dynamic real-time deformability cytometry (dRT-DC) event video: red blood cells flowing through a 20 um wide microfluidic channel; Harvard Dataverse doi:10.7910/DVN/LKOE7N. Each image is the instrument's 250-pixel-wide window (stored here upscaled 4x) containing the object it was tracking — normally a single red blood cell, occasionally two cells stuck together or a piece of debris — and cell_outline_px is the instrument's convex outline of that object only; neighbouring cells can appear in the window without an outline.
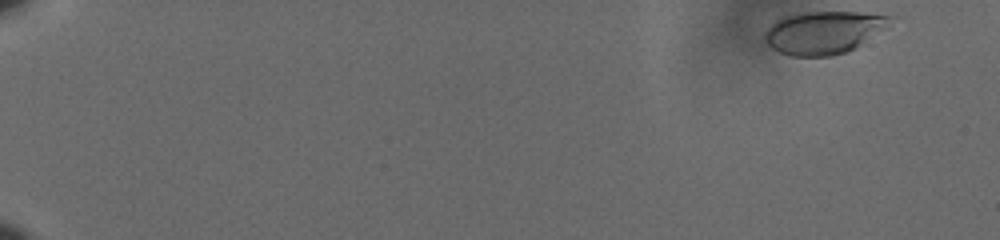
{"species": "human", "species_latin": "Homo sapiens", "temperature_condition": "cold", "stored_images_in_passage": 57, "camera_frame_rate_fps": 3000, "um_per_image_px": 0.085, "donor": {"sex": "male"}, "frame": {"image": 1, "passage_image": 1, "time_ms": 0.0, "image_size_px": [1000, 240], "cell_outline_px": [[896, 16], [888, 28], [856, 48], [848, 52], [832, 56], [788, 56], [772, 48], [764, 40], [764, 32], [776, 20], [784, 16], [804, 12], [864, 12]], "centroid_in_image_um": [70.08, 2.75], "position_along_channel_um": 14.9, "area_um2": 31.79}}
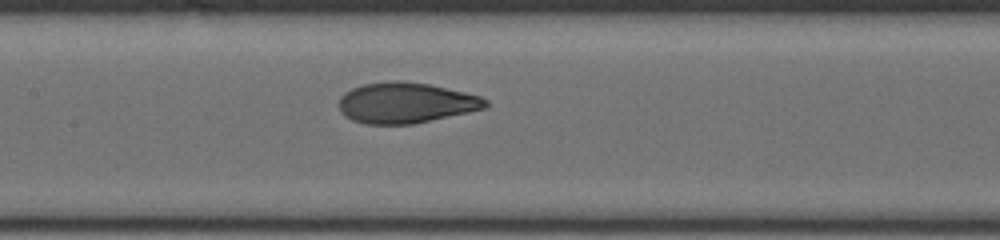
{"frame": {"image": 2, "passage_image": 30, "time_ms": 9.667, "image_size_px": [1000, 240], "cell_outline_px": [[488, 108], [412, 124], [364, 124], [352, 120], [344, 116], [340, 112], [340, 96], [344, 92], [352, 88], [364, 84], [396, 80], [400, 80], [428, 84], [464, 92], [480, 96], [488, 100]], "centroid_in_image_um": [34.49, 8.74], "position_along_channel_um": 172.9, "area_um2": 34.74}}
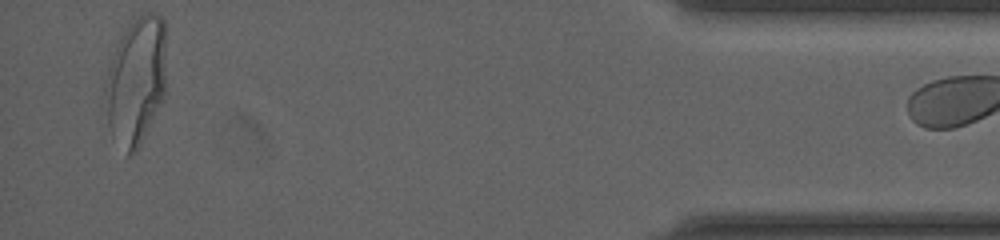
{"frame": {"image": 3, "passage_image": 56, "time_ms": 18.333, "image_size_px": [1000, 240], "cell_outline_px": [[164, 96], [136, 152], [128, 156], [108, 124], [104, 92], [108, 72], [120, 36], [144, 12], [152, 12], [160, 16], [164, 20]], "centroid_in_image_um": [11.57, 6.86], "position_along_channel_um": 423.6, "area_um2": 44.1}}